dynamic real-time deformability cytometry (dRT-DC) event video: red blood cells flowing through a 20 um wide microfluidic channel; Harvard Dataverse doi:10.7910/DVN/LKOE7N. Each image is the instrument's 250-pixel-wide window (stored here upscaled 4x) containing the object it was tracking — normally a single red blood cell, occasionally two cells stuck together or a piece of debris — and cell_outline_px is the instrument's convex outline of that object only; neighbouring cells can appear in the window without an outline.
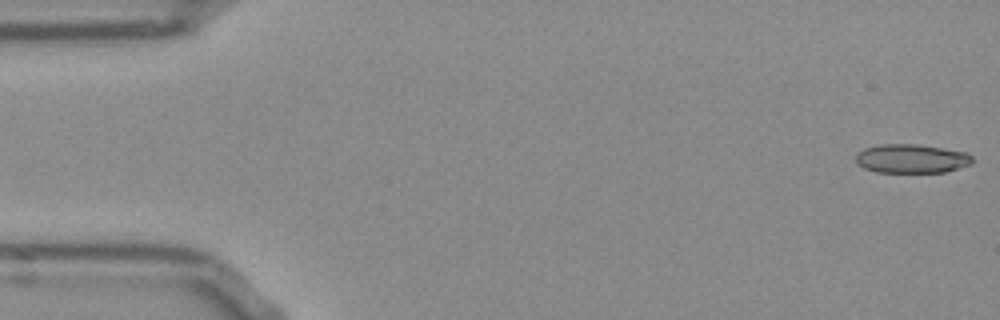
{"species": "Egyptian fruit bat (a non-hibernating species)", "species_latin": "Rousettus aegyptiacus", "temperature_condition": "room temperature", "stored_images_in_passage": 52, "camera_frame_rate_fps": 3000, "um_per_image_px": 0.085, "frame": {"image": 1, "passage_image": 1, "time_ms": 0.0, "image_size_px": [1000, 320], "cell_outline_px": [[972, 164], [944, 172], [876, 172], [864, 168], [856, 164], [856, 152], [864, 148], [880, 144], [916, 144], [968, 152], [972, 156]], "centroid_in_image_um": [77.46, 13.48], "position_along_channel_um": 7.5, "area_um2": 19.77}}
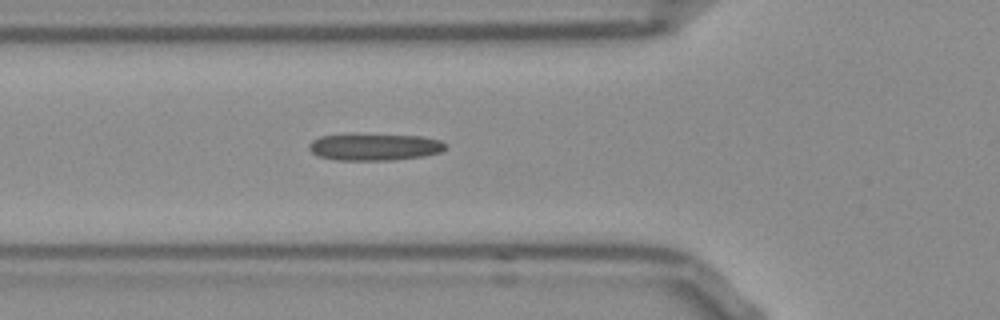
{"frame": {"image": 2, "passage_image": 18, "time_ms": 5.667, "image_size_px": [1000, 320], "cell_outline_px": [[448, 148], [440, 152], [424, 156], [392, 160], [336, 160], [316, 156], [308, 148], [308, 144], [312, 140], [320, 136], [424, 136], [440, 140], [448, 144]], "centroid_in_image_um": [31.87, 12.53], "position_along_channel_um": 93.9, "area_um2": 20.92}}
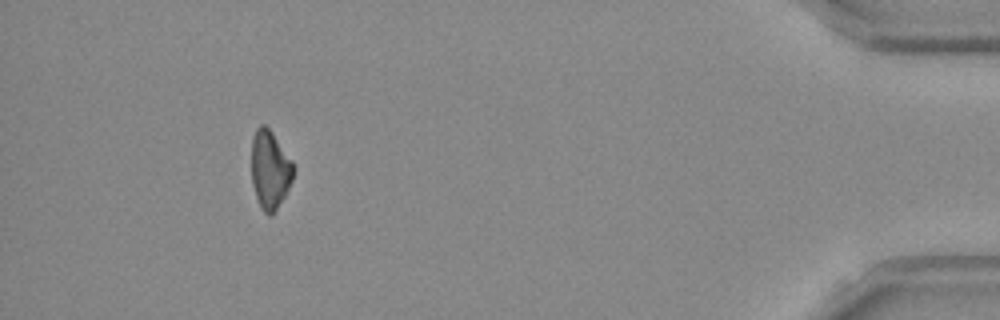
{"frame": {"image": 3, "passage_image": 48, "time_ms": 15.667, "image_size_px": [1000, 320], "cell_outline_px": [[296, 168], [292, 180], [284, 196], [272, 216], [268, 216], [260, 208], [252, 184], [252, 136], [256, 128], [260, 124], [264, 124], [272, 132], [292, 160]], "centroid_in_image_um": [22.95, 14.42], "position_along_channel_um": 412.2, "area_um2": 19.31}, "authors_computed_cell_mechanics": {"area_um2": 20.4034, "velocity_mm_per_s": 3.8502, "shape_relaxation_time_tau1_ms": null, "shape_relaxation_time_tau2_ms": 7.5284, "deformation_change_tau1": null, "deformation_change_tau2": 0.1905}}